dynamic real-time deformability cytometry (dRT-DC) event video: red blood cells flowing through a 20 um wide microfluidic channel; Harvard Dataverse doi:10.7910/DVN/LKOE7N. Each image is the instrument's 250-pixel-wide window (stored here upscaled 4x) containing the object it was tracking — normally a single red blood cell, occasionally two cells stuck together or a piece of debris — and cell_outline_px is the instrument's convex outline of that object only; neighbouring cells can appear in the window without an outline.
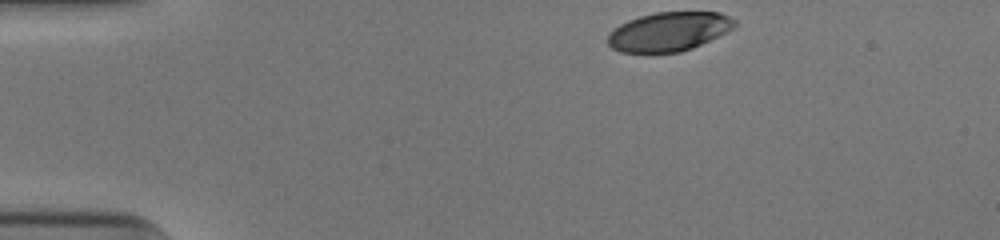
{"species": "human", "species_latin": "Homo sapiens", "temperature_condition": "cold", "stored_images_in_passage": 35, "camera_frame_rate_fps": 3000, "um_per_image_px": 0.085, "donor": {"sex": "male"}, "frame": {"image": 1, "passage_image": 1, "time_ms": 0.0, "image_size_px": [1000, 240], "cell_outline_px": [[736, 24], [732, 28], [692, 48], [680, 52], [652, 56], [648, 56], [620, 52], [612, 48], [608, 44], [608, 32], [620, 24], [628, 20], [640, 16], [656, 12], [720, 12], [736, 20]], "centroid_in_image_um": [56.76, 2.73], "position_along_channel_um": 28.2, "area_um2": 29.48}}
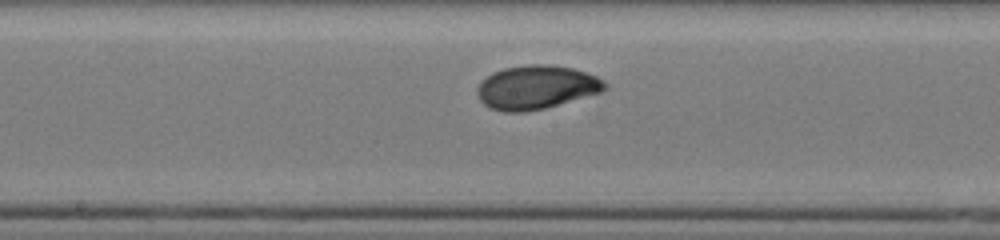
{"frame": {"image": 2, "passage_image": 20, "time_ms": 6.333, "image_size_px": [1000, 240], "cell_outline_px": [[608, 88], [604, 92], [544, 108], [524, 112], [504, 112], [488, 108], [480, 100], [476, 92], [476, 88], [492, 72], [504, 68], [532, 64], [548, 64], [572, 68], [596, 76], [604, 80], [608, 84]], "centroid_in_image_um": [45.61, 7.43], "position_along_channel_um": 202.6, "area_um2": 32.66}}
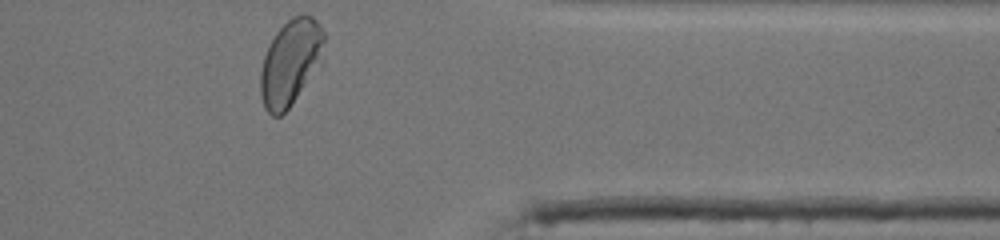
{"frame": {"image": 3, "passage_image": 35, "time_ms": 11.333, "image_size_px": [1000, 240], "cell_outline_px": [[324, 40], [300, 88], [288, 108], [280, 116], [272, 116], [264, 108], [260, 96], [260, 72], [264, 56], [268, 44], [276, 32], [292, 16], [304, 12], [312, 16], [316, 20], [324, 32]], "centroid_in_image_um": [24.55, 5.24], "position_along_channel_um": 386.8, "area_um2": 29.88}, "authors_computed_cell_mechanics": {"area_um2": 31.5588, "velocity_mm_per_s": 3.9259, "shape_relaxation_time_tau1_ms": 3.5734, "shape_relaxation_time_tau2_ms": null, "deformation_change_tau1": 0.1616, "deformation_change_tau2": null}}